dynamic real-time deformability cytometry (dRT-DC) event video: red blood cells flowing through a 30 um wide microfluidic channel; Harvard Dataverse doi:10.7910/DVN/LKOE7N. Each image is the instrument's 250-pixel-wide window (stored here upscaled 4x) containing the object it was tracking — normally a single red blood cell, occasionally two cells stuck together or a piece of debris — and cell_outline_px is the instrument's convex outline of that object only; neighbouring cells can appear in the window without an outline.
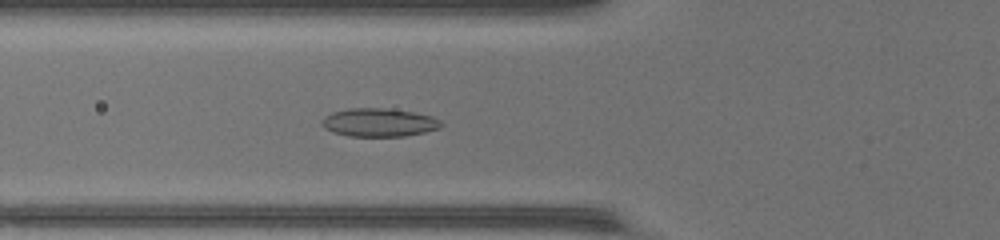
{"species": "common noctule bat (a hibernating species)", "species_latin": "Nyctalus noctula", "temperature_condition": "warm", "stored_images_in_passage": 53, "camera_frame_rate_fps": 3000, "um_per_image_px": 0.085, "animal": {"sex": "female", "body_mass_g": 17.0, "forearm_length_mm": 48.0}, "frame": {"image": 1, "passage_image": 21, "time_ms": 6.667, "image_size_px": [1000, 240], "cell_outline_px": [[444, 124], [440, 128], [424, 132], [404, 136], [348, 136], [332, 132], [324, 128], [320, 124], [320, 120], [324, 116], [332, 112], [348, 108], [384, 108], [412, 112], [432, 116], [440, 120]], "centroid_in_image_um": [32.17, 10.41], "position_along_channel_um": 93.6, "area_um2": 19.83}}
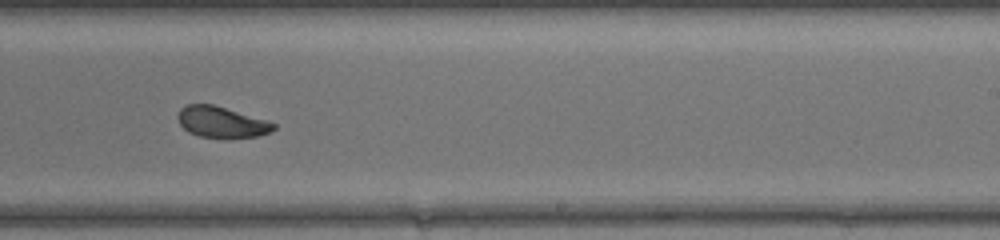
{"frame": {"image": 2, "passage_image": 34, "time_ms": 11.0, "image_size_px": [1000, 240], "cell_outline_px": [[276, 128], [260, 136], [228, 140], [200, 136], [188, 132], [180, 124], [176, 116], [180, 108], [188, 104], [212, 104], [268, 120], [276, 124]], "centroid_in_image_um": [18.84, 10.41], "position_along_channel_um": 270.2, "area_um2": 17.8}}
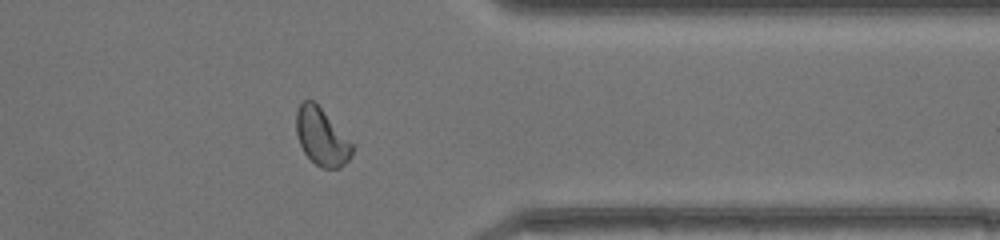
{"frame": {"image": 3, "passage_image": 43, "time_ms": 14.0, "image_size_px": [1000, 240], "cell_outline_px": [[356, 144], [348, 160], [340, 168], [320, 168], [304, 152], [300, 144], [296, 132], [296, 112], [300, 104], [304, 100], [312, 100]], "centroid_in_image_um": [27.37, 11.65], "position_along_channel_um": 384.0, "area_um2": 18.67}}